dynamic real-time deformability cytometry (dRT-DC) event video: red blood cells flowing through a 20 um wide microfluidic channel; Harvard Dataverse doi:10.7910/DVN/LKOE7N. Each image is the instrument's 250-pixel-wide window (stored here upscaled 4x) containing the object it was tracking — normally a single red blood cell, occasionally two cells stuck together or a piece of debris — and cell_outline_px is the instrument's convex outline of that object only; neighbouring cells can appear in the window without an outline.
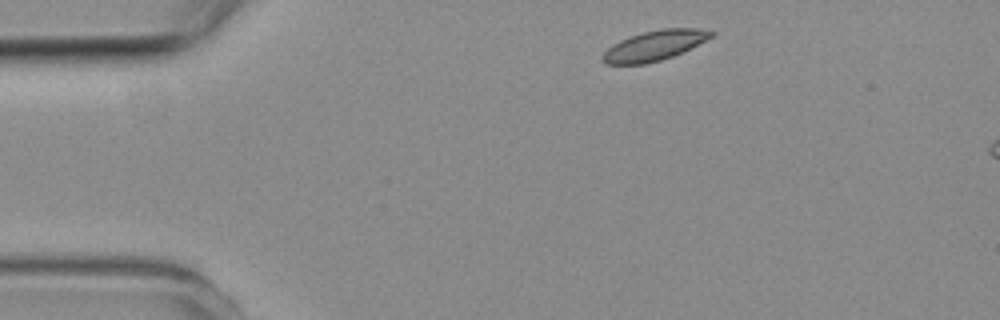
{"species": "common noctule bat (a hibernating species)", "species_latin": "Nyctalus noctula", "temperature_condition": "room temperature", "stored_images_in_passage": 3, "camera_frame_rate_fps": 3000, "um_per_image_px": 0.085, "animal": {"sex": "female", "body_mass_g": 19.3, "forearm_length_mm": 54.1}, "frame": {"image": 1, "passage_image": 1, "time_ms": 0.0, "image_size_px": [1000, 320], "cell_outline_px": [[716, 32], [712, 36], [672, 56], [660, 60], [644, 64], [604, 64], [600, 60], [600, 56], [608, 48], [620, 40], [644, 32], [664, 28], [700, 28]], "centroid_in_image_um": [55.57, 3.87], "position_along_channel_um": 29.4, "area_um2": 18.61}}